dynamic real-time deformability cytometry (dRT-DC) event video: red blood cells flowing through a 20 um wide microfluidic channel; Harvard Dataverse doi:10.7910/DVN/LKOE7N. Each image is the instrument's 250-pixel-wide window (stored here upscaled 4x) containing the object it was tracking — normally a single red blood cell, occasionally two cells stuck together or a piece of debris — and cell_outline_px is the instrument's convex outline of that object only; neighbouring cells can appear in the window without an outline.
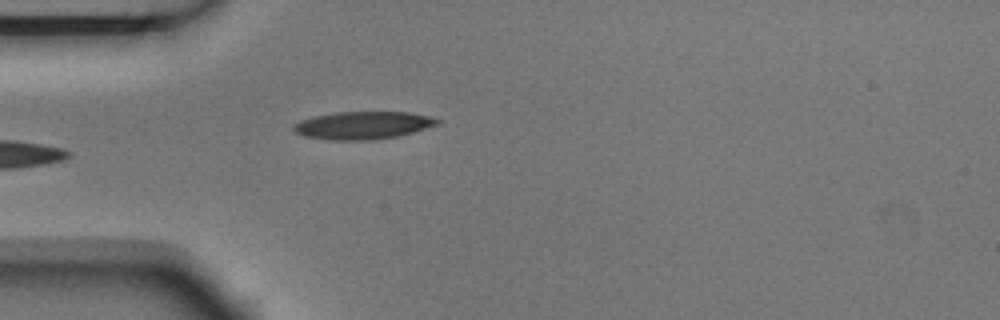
{"species": "Egyptian fruit bat (a non-hibernating species)", "species_latin": "Rousettus aegyptiacus", "temperature_condition": "room temperature", "stored_images_in_passage": 5, "camera_frame_rate_fps": 3000, "um_per_image_px": 0.085, "animal": {"sex": "male"}, "frame": {"image": 1, "passage_image": 5, "time_ms": 1.333, "image_size_px": [1000, 320], "cell_outline_px": [[440, 124], [400, 136], [372, 140], [332, 140], [304, 136], [296, 132], [292, 128], [296, 124], [304, 120], [316, 116], [336, 112], [408, 112], [432, 116], [440, 120]], "centroid_in_image_um": [30.94, 10.65], "position_along_channel_um": 54.1, "area_um2": 23.12}}